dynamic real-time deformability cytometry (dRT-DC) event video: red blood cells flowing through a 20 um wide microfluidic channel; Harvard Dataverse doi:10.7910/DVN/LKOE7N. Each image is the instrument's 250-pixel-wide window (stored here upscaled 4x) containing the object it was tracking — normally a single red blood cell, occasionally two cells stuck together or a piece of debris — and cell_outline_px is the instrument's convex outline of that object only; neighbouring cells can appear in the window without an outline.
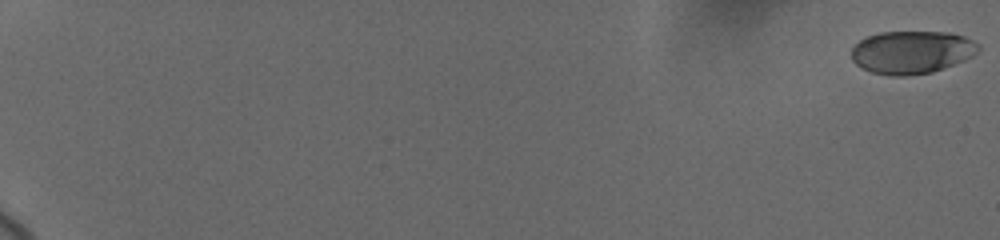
{"species": "human", "species_latin": "Homo sapiens", "temperature_condition": "cold", "stored_images_in_passage": 74, "camera_frame_rate_fps": 3000, "um_per_image_px": 0.085, "donor": {"sex": "female"}, "frame": {"image": 1, "passage_image": 1, "time_ms": 0.0, "image_size_px": [1000, 240], "cell_outline_px": [[980, 48], [972, 56], [964, 60], [932, 72], [904, 76], [892, 76], [872, 72], [856, 64], [852, 60], [852, 48], [860, 40], [868, 36], [880, 32], [948, 32], [964, 36], [980, 44]], "centroid_in_image_um": [77.51, 4.43], "position_along_channel_um": 7.5, "area_um2": 31.56}}
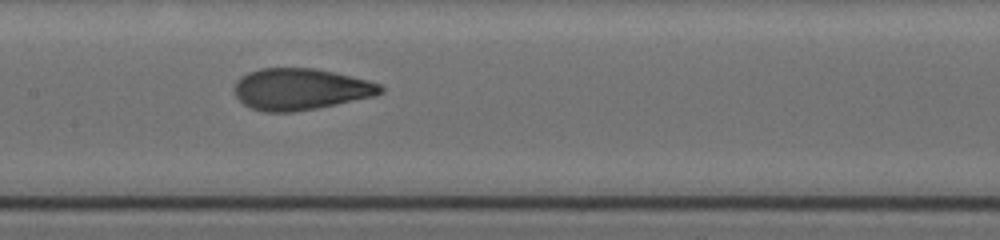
{"frame": {"image": 2, "passage_image": 40, "time_ms": 11.0, "image_size_px": [1000, 240], "cell_outline_px": [[384, 92], [376, 96], [316, 108], [292, 112], [268, 112], [252, 108], [244, 104], [236, 96], [232, 88], [236, 80], [240, 76], [248, 72], [260, 68], [316, 68], [368, 80], [380, 84], [384, 88]], "centroid_in_image_um": [25.53, 7.57], "position_along_channel_um": 181.9, "area_um2": 35.49}}
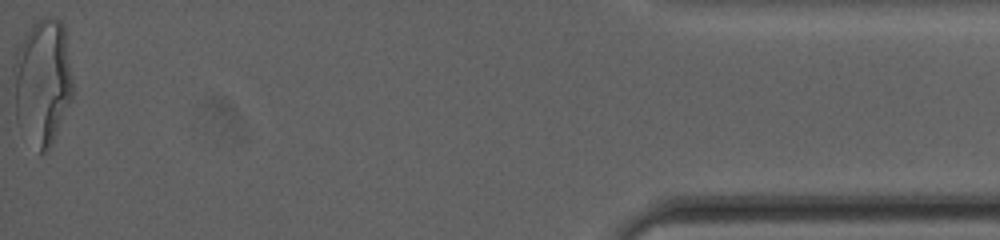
{"frame": {"image": 3, "passage_image": 73, "time_ms": 19.667, "image_size_px": [1000, 240], "cell_outline_px": [[72, 96], [52, 144], [48, 152], [40, 152], [16, 120], [12, 72], [12, 68], [16, 52], [32, 20], [44, 16], [48, 16], [60, 20], [64, 28], [72, 80]], "centroid_in_image_um": [3.59, 6.89], "position_along_channel_um": 431.6, "area_um2": 43.47}, "authors_computed_cell_mechanics": {"area_um2": 34.6511, "velocity_mm_per_s": 3.7062, "shape_relaxation_time_tau1_ms": null, "shape_relaxation_time_tau2_ms": 0.7205, "deformation_change_tau1": null, "deformation_change_tau2": 0.0719}}